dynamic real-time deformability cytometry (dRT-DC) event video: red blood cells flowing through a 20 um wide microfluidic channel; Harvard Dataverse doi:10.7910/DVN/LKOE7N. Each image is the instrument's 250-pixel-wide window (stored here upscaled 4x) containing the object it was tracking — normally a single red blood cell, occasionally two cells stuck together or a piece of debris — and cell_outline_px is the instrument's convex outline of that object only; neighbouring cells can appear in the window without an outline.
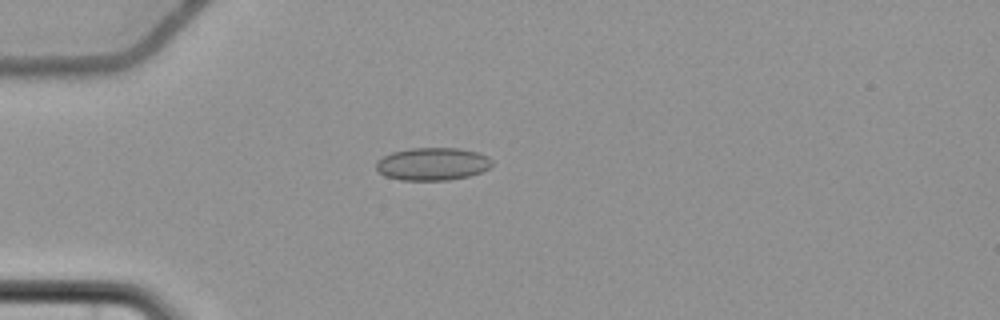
{"species": "common noctule bat (a hibernating species)", "species_latin": "Nyctalus noctula", "temperature_condition": "cold", "stored_images_in_passage": 47, "camera_frame_rate_fps": 3000, "um_per_image_px": 0.085, "animal": {"sex": "female", "body_mass_g": 22.7, "forearm_length_mm": 54.2}, "frame": {"image": 1, "passage_image": 7, "time_ms": 2.0, "image_size_px": [1000, 320], "cell_outline_px": [[492, 164], [488, 168], [480, 172], [468, 176], [448, 180], [400, 180], [384, 176], [376, 168], [376, 160], [392, 152], [412, 148], [460, 148], [480, 152], [488, 156], [492, 160]], "centroid_in_image_um": [36.77, 13.93], "position_along_channel_um": 48.2, "area_um2": 22.2}}
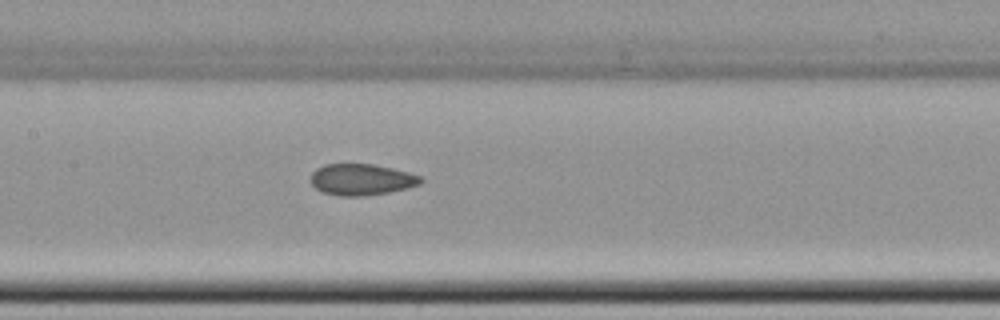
{"frame": {"image": 2, "passage_image": 19, "time_ms": 6.0, "image_size_px": [1000, 320], "cell_outline_px": [[424, 180], [420, 184], [408, 188], [388, 192], [364, 196], [340, 196], [320, 192], [308, 180], [312, 172], [316, 168], [324, 164], [372, 164], [392, 168], [408, 172], [420, 176]], "centroid_in_image_um": [30.69, 15.26], "position_along_channel_um": 176.7, "area_um2": 20.29}}
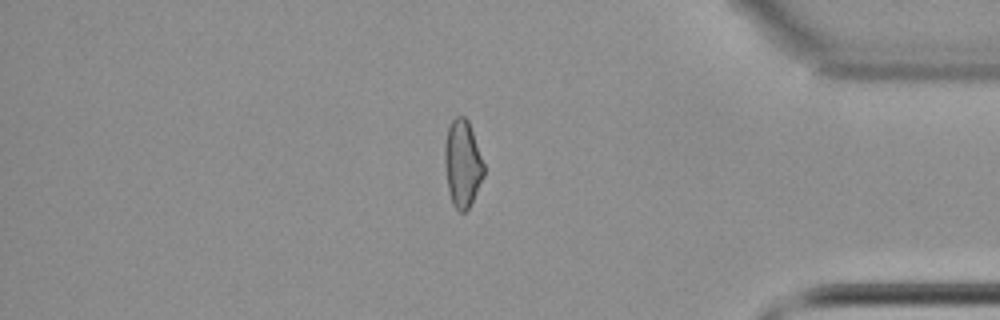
{"frame": {"image": 3, "passage_image": 39, "time_ms": 12.667, "image_size_px": [1000, 320], "cell_outline_px": [[484, 176], [468, 208], [464, 212], [456, 212], [452, 204], [448, 188], [444, 164], [444, 144], [448, 128], [452, 120], [456, 116], [464, 116], [468, 120], [484, 164]], "centroid_in_image_um": [39.29, 13.91], "position_along_channel_um": 395.9, "area_um2": 19.83}, "authors_computed_cell_mechanics": {"area_um2": 20.5768, "velocity_mm_per_s": 3.6908, "shape_relaxation_time_tau1_ms": null, "shape_relaxation_time_tau2_ms": 2.9014, "deformation_change_tau1": null, "deformation_change_tau2": 0.0844}}